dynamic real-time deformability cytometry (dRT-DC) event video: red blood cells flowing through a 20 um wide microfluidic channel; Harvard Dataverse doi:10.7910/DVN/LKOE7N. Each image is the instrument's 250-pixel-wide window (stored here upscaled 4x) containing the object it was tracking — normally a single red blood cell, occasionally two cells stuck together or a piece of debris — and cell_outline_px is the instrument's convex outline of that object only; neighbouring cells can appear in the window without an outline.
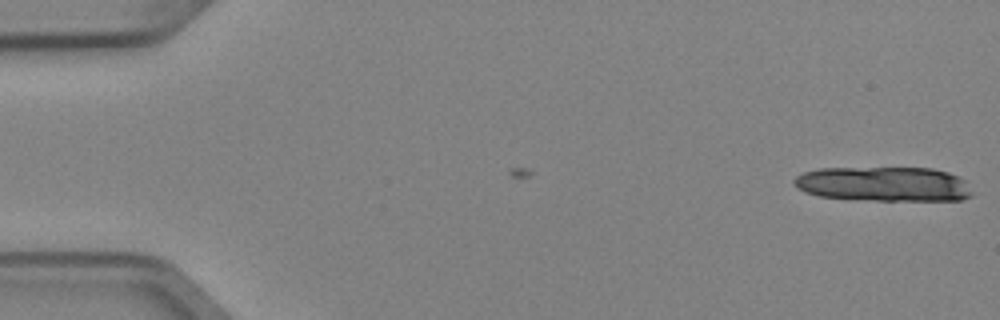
{"species": "Egyptian fruit bat (a non-hibernating species)", "species_latin": "Rousettus aegyptiacus", "temperature_condition": "cold", "stored_images_in_passage": 4, "camera_frame_rate_fps": 3000, "um_per_image_px": 0.085, "animal": {"sex": "female"}, "frame": {"image": 1, "passage_image": 4, "time_ms": 1.0, "image_size_px": [1000, 320], "cell_outline_px": [[972, 196], [960, 200], [872, 200], [820, 196], [804, 192], [792, 184], [792, 180], [796, 176], [804, 172], [820, 168], [932, 168], [948, 172], [960, 176], [964, 180]], "centroid_in_image_um": [75.09, 15.64], "position_along_channel_um": 9.9, "area_um2": 35.89}}